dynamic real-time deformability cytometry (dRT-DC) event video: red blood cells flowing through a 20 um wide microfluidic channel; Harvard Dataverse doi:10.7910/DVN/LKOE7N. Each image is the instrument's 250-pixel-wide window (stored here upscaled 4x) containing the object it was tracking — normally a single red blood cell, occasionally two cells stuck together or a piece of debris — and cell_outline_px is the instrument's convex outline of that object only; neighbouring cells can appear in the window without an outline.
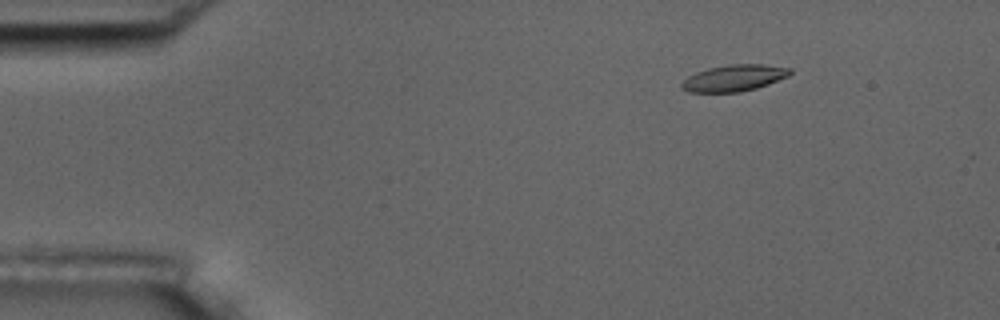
{"species": "common noctule bat (a hibernating species)", "species_latin": "Nyctalus noctula", "temperature_condition": "room temperature", "stored_images_in_passage": 9, "camera_frame_rate_fps": 3000, "um_per_image_px": 0.085, "animal": {"sex": "male", "body_mass_g": 17.5, "forearm_length_mm": 52.3}, "frame": {"image": 1, "passage_image": 1, "time_ms": 0.0, "image_size_px": [1000, 320], "cell_outline_px": [[792, 72], [788, 76], [768, 84], [756, 88], [740, 92], [688, 92], [680, 88], [680, 84], [688, 76], [696, 72], [708, 68], [728, 64], [764, 64], [792, 68]], "centroid_in_image_um": [62.38, 6.62], "position_along_channel_um": 22.6, "area_um2": 16.82}}
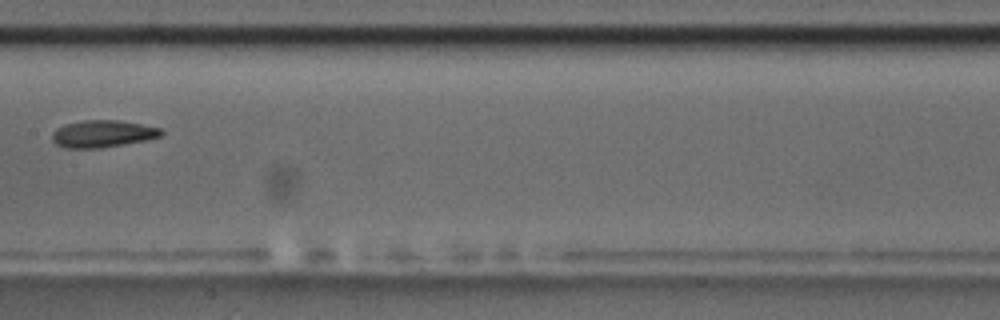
{"frame": {"image": 2, "passage_image": 7, "time_ms": 7.0, "image_size_px": [1000, 320], "cell_outline_px": [[164, 132], [160, 136], [148, 140], [100, 148], [64, 148], [56, 144], [52, 140], [52, 132], [56, 128], [64, 124], [84, 120], [120, 120], [160, 128]], "centroid_in_image_um": [8.7, 11.37], "position_along_channel_um": 198.7, "area_um2": 17.34}}
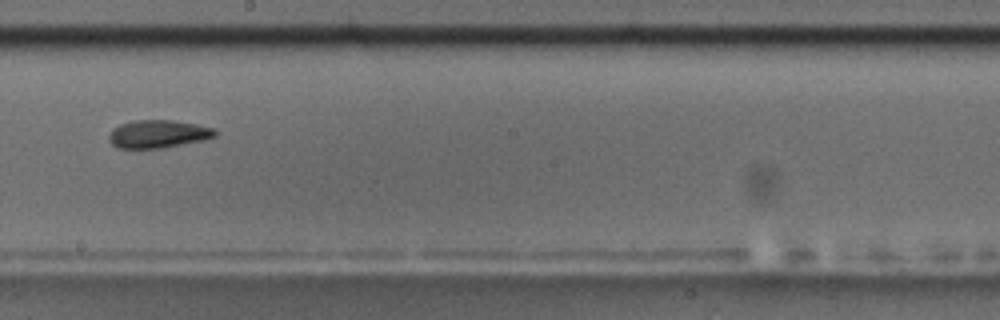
{"frame": {"image": 3, "passage_image": 8, "time_ms": 8.0, "image_size_px": [1000, 320], "cell_outline_px": [[216, 136], [204, 140], [160, 148], [116, 148], [108, 140], [108, 136], [112, 128], [120, 124], [136, 120], [172, 120], [196, 124], [216, 128]], "centroid_in_image_um": [13.43, 11.38], "position_along_channel_um": 234.8, "area_um2": 17.34}}